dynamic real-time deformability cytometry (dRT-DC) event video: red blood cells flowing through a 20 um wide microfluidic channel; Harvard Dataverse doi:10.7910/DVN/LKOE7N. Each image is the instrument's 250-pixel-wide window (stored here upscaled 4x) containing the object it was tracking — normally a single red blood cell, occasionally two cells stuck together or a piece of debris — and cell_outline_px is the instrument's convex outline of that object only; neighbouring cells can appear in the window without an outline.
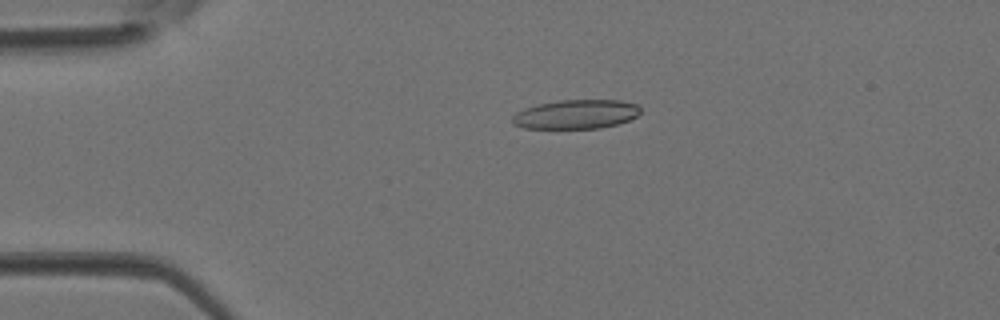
{"species": "Egyptian fruit bat (a non-hibernating species)", "species_latin": "Rousettus aegyptiacus", "temperature_condition": "room temperature", "stored_images_in_passage": 5, "camera_frame_rate_fps": 3000, "um_per_image_px": 0.085, "animal": {"sex": "female"}, "frame": {"image": 1, "passage_image": 3, "time_ms": 0.667, "image_size_px": [1000, 320], "cell_outline_px": [[640, 112], [636, 116], [620, 124], [600, 128], [524, 128], [512, 124], [512, 116], [516, 112], [524, 108], [556, 100], [620, 100], [636, 104], [640, 108]], "centroid_in_image_um": [48.95, 9.71], "position_along_channel_um": 36.0, "area_um2": 21.79}}
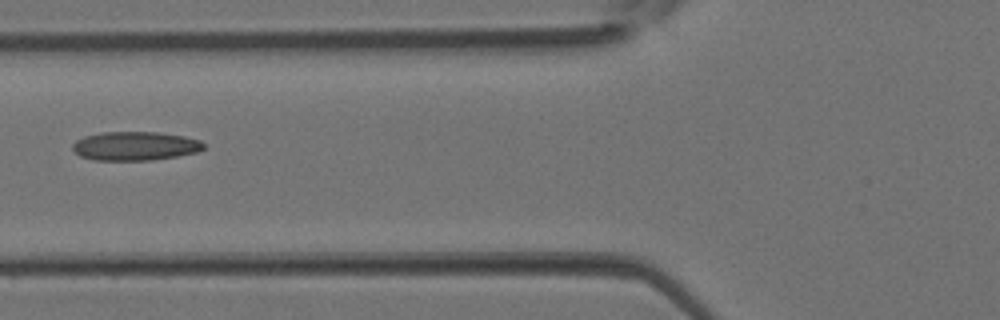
{"frame": {"image": 2, "passage_image": 5, "time_ms": 1.333, "image_size_px": [1000, 320], "cell_outline_px": [[204, 148], [196, 152], [176, 156], [152, 160], [92, 160], [80, 156], [72, 148], [72, 144], [76, 140], [84, 136], [100, 132], [160, 132], [184, 136], [200, 140], [204, 144]], "centroid_in_image_um": [11.46, 12.4], "position_along_channel_um": 114.3, "area_um2": 22.08}}